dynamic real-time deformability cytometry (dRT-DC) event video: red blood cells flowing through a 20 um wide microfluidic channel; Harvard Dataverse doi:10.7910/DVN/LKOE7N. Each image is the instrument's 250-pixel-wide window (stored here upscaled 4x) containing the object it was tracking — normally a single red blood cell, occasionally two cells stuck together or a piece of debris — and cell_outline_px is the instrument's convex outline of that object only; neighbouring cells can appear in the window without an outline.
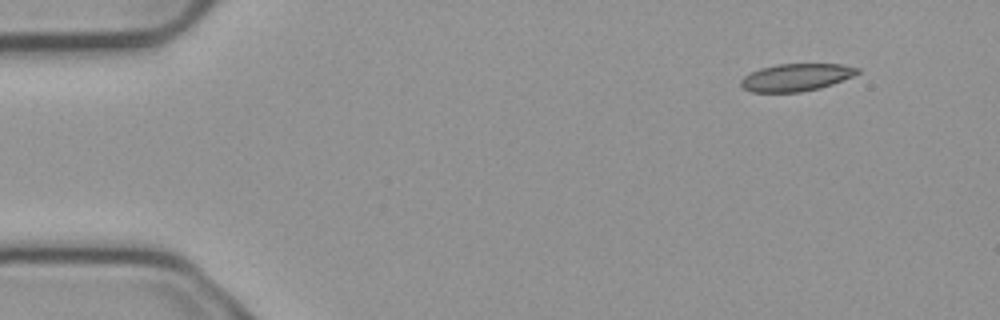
{"species": "common noctule bat (a hibernating species)", "species_latin": "Nyctalus noctula", "temperature_condition": "cold", "stored_images_in_passage": 4, "camera_frame_rate_fps": 3000, "um_per_image_px": 0.085, "animal": {"sex": "male", "body_mass_g": 23.1, "forearm_length_mm": 52.7}, "frame": {"image": 1, "passage_image": 1, "time_ms": 0.0, "image_size_px": [1000, 320], "cell_outline_px": [[860, 72], [852, 76], [832, 84], [820, 88], [800, 92], [752, 92], [744, 88], [740, 84], [740, 80], [744, 76], [760, 68], [776, 64], [840, 64], [860, 68]], "centroid_in_image_um": [67.67, 6.57], "position_along_channel_um": 17.3, "area_um2": 18.55}}
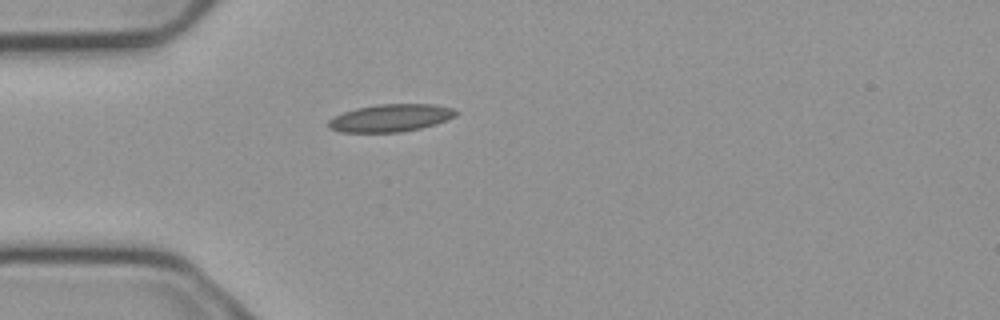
{"frame": {"image": 2, "passage_image": 4, "time_ms": 1.0, "image_size_px": [1000, 320], "cell_outline_px": [[456, 116], [436, 124], [420, 128], [400, 132], [340, 132], [328, 128], [328, 120], [332, 116], [356, 108], [376, 104], [432, 104], [452, 108], [456, 112]], "centroid_in_image_um": [33.15, 10.02], "position_along_channel_um": 51.8, "area_um2": 20.46}}